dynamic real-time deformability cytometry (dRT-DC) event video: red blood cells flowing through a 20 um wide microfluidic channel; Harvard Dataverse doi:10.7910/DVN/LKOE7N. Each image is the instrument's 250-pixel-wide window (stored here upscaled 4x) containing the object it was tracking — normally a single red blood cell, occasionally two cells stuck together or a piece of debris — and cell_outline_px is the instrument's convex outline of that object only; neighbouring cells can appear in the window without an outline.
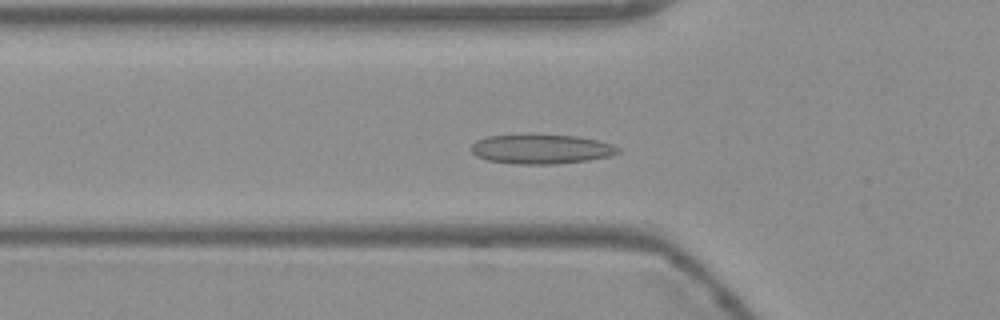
{"species": "Egyptian fruit bat (a non-hibernating species)", "species_latin": "Rousettus aegyptiacus", "temperature_condition": "warm", "stored_images_in_passage": 48, "camera_frame_rate_fps": 3000, "um_per_image_px": 0.085, "frame": {"image": 1, "passage_image": 12, "time_ms": 3.667, "image_size_px": [1000, 320], "cell_outline_px": [[620, 152], [608, 156], [588, 160], [552, 164], [516, 164], [488, 160], [476, 156], [472, 152], [472, 144], [476, 140], [488, 136], [580, 136], [612, 144], [620, 148]], "centroid_in_image_um": [46.01, 12.69], "position_along_channel_um": 79.8, "area_um2": 24.62}}
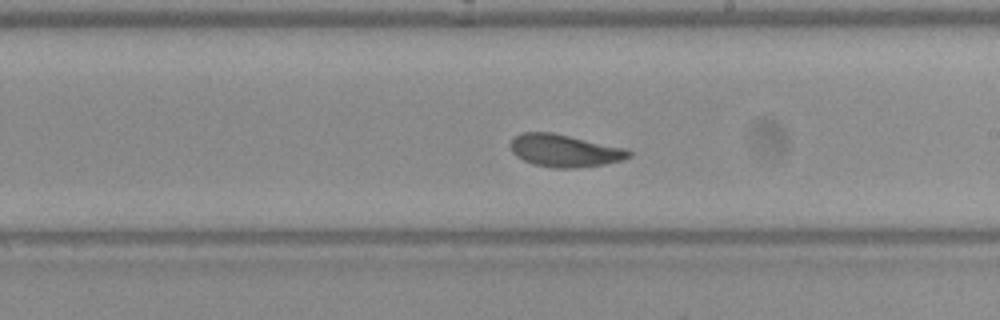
{"frame": {"image": 2, "passage_image": 25, "time_ms": 8.0, "image_size_px": [1000, 320], "cell_outline_px": [[632, 156], [624, 160], [604, 164], [572, 168], [552, 168], [532, 164], [516, 156], [512, 152], [508, 144], [512, 136], [520, 132], [552, 132], [628, 148], [632, 152]], "centroid_in_image_um": [47.98, 12.79], "position_along_channel_um": 241.0, "area_um2": 22.89}}
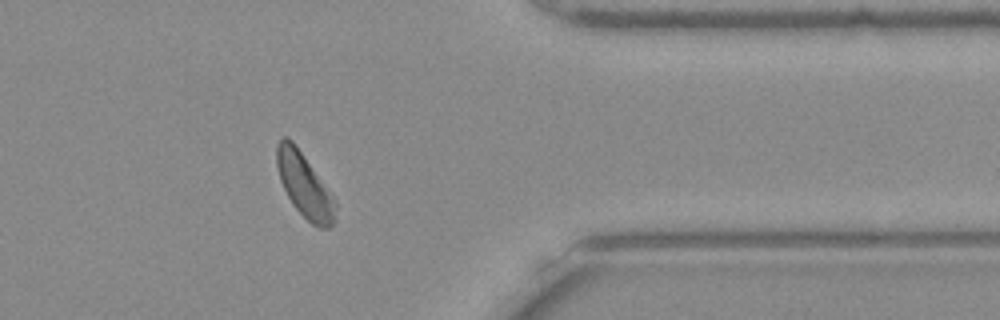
{"frame": {"image": 3, "passage_image": 38, "time_ms": 12.333, "image_size_px": [1000, 320], "cell_outline_px": [[336, 220], [328, 228], [320, 228], [312, 224], [292, 204], [280, 180], [276, 164], [276, 144], [284, 136], [288, 136], [292, 140], [332, 196], [336, 204]], "centroid_in_image_um": [25.86, 15.76], "position_along_channel_um": 385.5, "area_um2": 21.39}, "authors_computed_cell_mechanics": {"area_um2": 22.542, "velocity_mm_per_s": 3.7045, "shape_relaxation_time_tau1_ms": 3.1323, "shape_relaxation_time_tau2_ms": 1.2038, "deformation_change_tau1": 0.1099, "deformation_change_tau2": 0.0682}}